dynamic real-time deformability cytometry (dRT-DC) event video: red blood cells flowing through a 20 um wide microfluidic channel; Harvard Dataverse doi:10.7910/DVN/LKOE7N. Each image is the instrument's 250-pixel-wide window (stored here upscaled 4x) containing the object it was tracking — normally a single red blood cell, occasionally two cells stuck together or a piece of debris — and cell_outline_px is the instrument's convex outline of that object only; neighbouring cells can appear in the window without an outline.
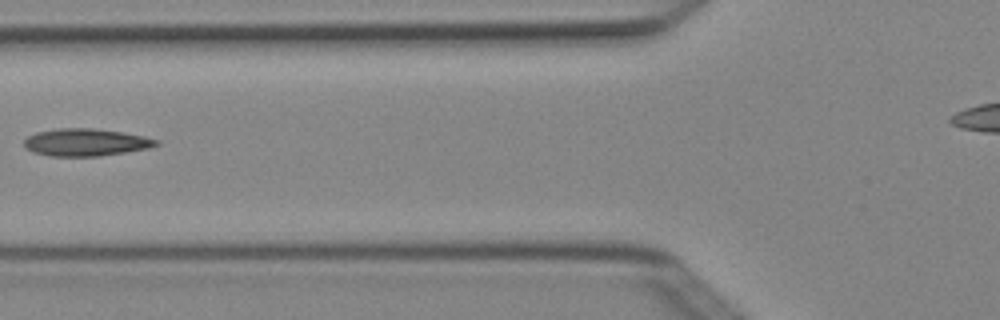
{"species": "Egyptian fruit bat (a non-hibernating species)", "species_latin": "Rousettus aegyptiacus", "temperature_condition": "cold", "stored_images_in_passage": 3, "camera_frame_rate_fps": 3000, "um_per_image_px": 0.085, "animal": {"sex": "female"}, "frame": {"image": 1, "passage_image": 2, "time_ms": 0.333, "image_size_px": [1000, 320], "cell_outline_px": [[160, 144], [148, 148], [100, 156], [48, 156], [32, 152], [24, 144], [24, 140], [28, 136], [36, 132], [56, 128], [92, 128], [124, 132], [144, 136], [160, 140]], "centroid_in_image_um": [7.3, 12.09], "position_along_channel_um": 118.5, "area_um2": 21.15}}
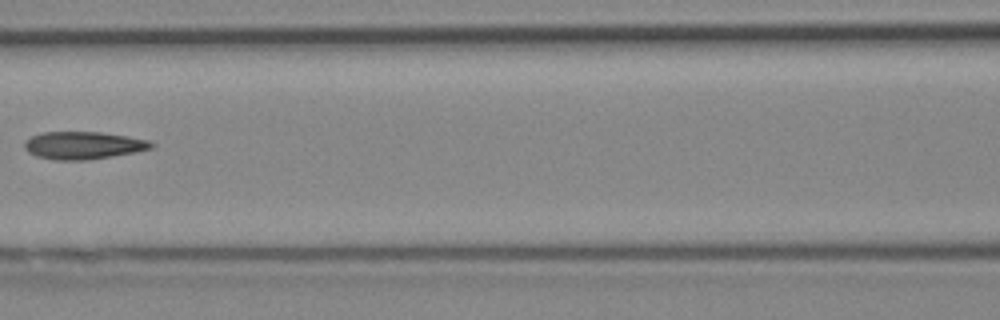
{"frame": {"image": 2, "passage_image": 3, "time_ms": 0.667, "image_size_px": [1000, 320], "cell_outline_px": [[156, 144], [152, 148], [136, 152], [88, 160], [56, 160], [36, 156], [28, 152], [24, 148], [24, 140], [32, 136], [44, 132], [100, 132], [128, 136], [148, 140]], "centroid_in_image_um": [7.08, 12.36], "position_along_channel_um": 159.5, "area_um2": 20.46}}